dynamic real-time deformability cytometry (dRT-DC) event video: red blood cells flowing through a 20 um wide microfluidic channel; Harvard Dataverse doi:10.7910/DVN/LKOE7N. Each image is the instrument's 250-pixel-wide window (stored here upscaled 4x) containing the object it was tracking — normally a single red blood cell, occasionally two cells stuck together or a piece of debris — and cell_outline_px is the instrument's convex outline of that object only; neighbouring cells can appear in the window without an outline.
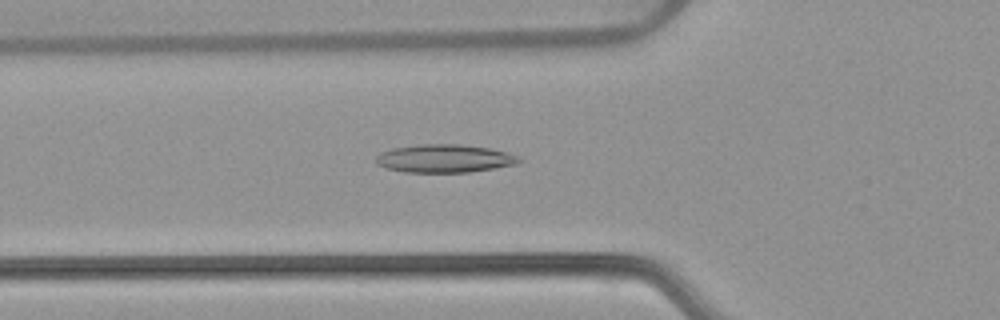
{"species": "common noctule bat (a hibernating species)", "species_latin": "Nyctalus noctula", "temperature_condition": "warm", "stored_images_in_passage": 53, "camera_frame_rate_fps": 3000, "um_per_image_px": 0.085, "animal": {"sex": "female", "body_mass_g": 22.7, "forearm_length_mm": 54.2}, "frame": {"image": 1, "passage_image": 19, "time_ms": 6.0, "image_size_px": [1000, 320], "cell_outline_px": [[520, 160], [516, 164], [496, 168], [468, 172], [404, 172], [388, 168], [376, 164], [376, 156], [380, 152], [392, 148], [416, 144], [460, 144], [488, 148], [508, 152], [516, 156]], "centroid_in_image_um": [37.74, 13.46], "position_along_channel_um": 88.1, "area_um2": 23.41}}
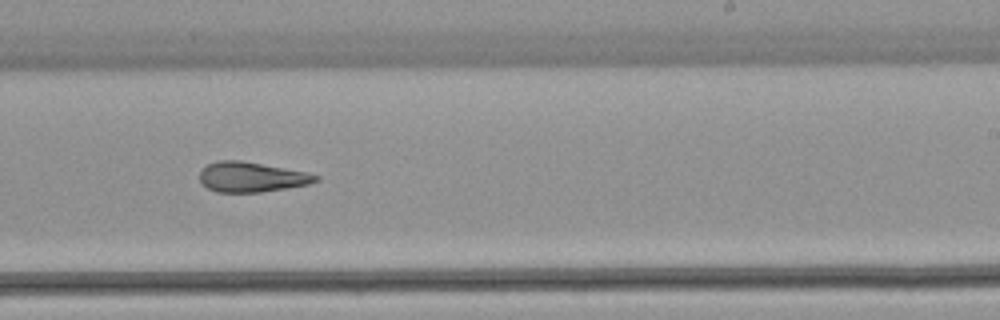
{"frame": {"image": 2, "passage_image": 33, "time_ms": 10.667, "image_size_px": [1000, 320], "cell_outline_px": [[320, 180], [308, 184], [260, 192], [216, 192], [208, 188], [200, 180], [200, 168], [216, 160], [240, 160], [284, 168], [304, 172], [320, 176]], "centroid_in_image_um": [21.33, 15.04], "position_along_channel_um": 267.7, "area_um2": 20.11}}
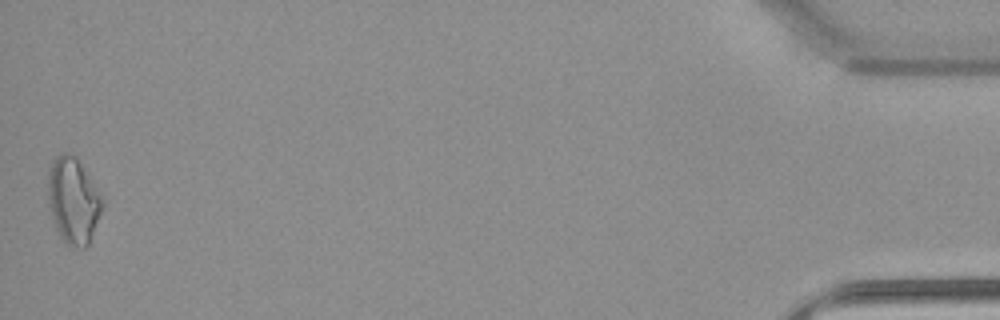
{"frame": {"image": 3, "passage_image": 53, "time_ms": 17.333, "image_size_px": [1000, 320], "cell_outline_px": [[104, 204], [88, 244], [84, 248], [80, 248], [68, 244], [60, 236], [56, 228], [48, 204], [48, 168], [56, 156], [64, 152], [68, 152], [76, 156], [104, 200]], "centroid_in_image_um": [6.21, 17.01], "position_along_channel_um": 429.0, "area_um2": 26.99}, "authors_computed_cell_mechanics": {"area_um2": 22.0796, "velocity_mm_per_s": 3.8392, "shape_relaxation_time_tau1_ms": null, "shape_relaxation_time_tau2_ms": 5.1269, "deformation_change_tau1": null, "deformation_change_tau2": 0.1501}}